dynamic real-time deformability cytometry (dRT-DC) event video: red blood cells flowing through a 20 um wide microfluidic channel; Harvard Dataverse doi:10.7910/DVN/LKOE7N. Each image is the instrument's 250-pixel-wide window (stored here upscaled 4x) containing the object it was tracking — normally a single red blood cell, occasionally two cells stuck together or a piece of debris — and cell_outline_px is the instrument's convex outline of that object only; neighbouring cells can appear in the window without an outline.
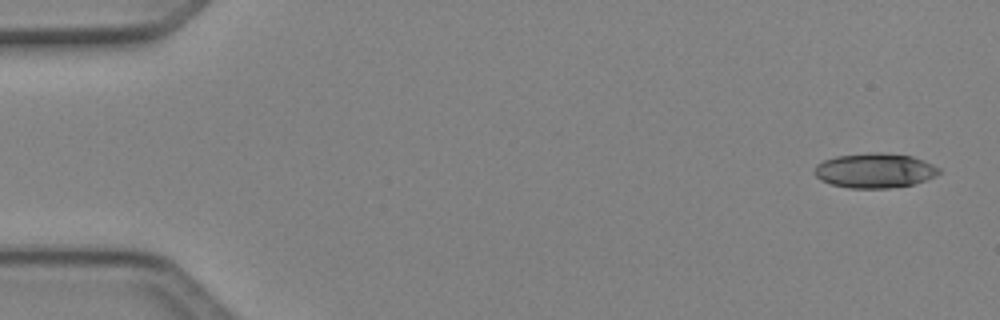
{"species": "Egyptian fruit bat (a non-hibernating species)", "species_latin": "Rousettus aegyptiacus", "temperature_condition": "cold", "stored_images_in_passage": 4, "camera_frame_rate_fps": 3000, "um_per_image_px": 0.085, "animal": {"sex": "female"}, "frame": {"image": 1, "passage_image": 1, "time_ms": 0.0, "image_size_px": [1000, 320], "cell_outline_px": [[940, 172], [936, 176], [912, 184], [888, 188], [848, 188], [832, 184], [820, 180], [816, 176], [816, 164], [824, 160], [836, 156], [868, 152], [888, 152], [912, 156], [924, 160], [940, 168]], "centroid_in_image_um": [74.37, 14.48], "position_along_channel_um": 10.6, "area_um2": 25.26}}